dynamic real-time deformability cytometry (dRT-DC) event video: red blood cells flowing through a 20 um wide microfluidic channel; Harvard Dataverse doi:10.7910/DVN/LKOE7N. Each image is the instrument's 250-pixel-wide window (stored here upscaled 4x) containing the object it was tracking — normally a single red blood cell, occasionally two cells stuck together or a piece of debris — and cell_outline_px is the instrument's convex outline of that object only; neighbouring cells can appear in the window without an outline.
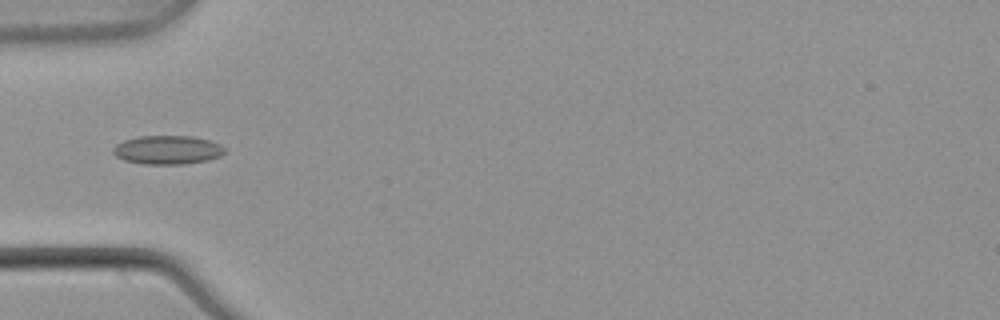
{"species": "common noctule bat (a hibernating species)", "species_latin": "Nyctalus noctula", "temperature_condition": "warm", "stored_images_in_passage": 5, "camera_frame_rate_fps": 3000, "um_per_image_px": 0.085, "animal": {"sex": "male", "body_mass_g": 21.5, "forearm_length_mm": 52.0}, "frame": {"image": 1, "passage_image": 4, "time_ms": 1.0, "image_size_px": [1000, 320], "cell_outline_px": [[224, 152], [220, 156], [208, 160], [184, 164], [144, 164], [124, 160], [116, 156], [112, 152], [112, 148], [116, 144], [124, 140], [140, 136], [192, 136], [208, 140], [220, 144], [224, 148]], "centroid_in_image_um": [14.21, 12.74], "position_along_channel_um": 70.8, "area_um2": 18.67}}
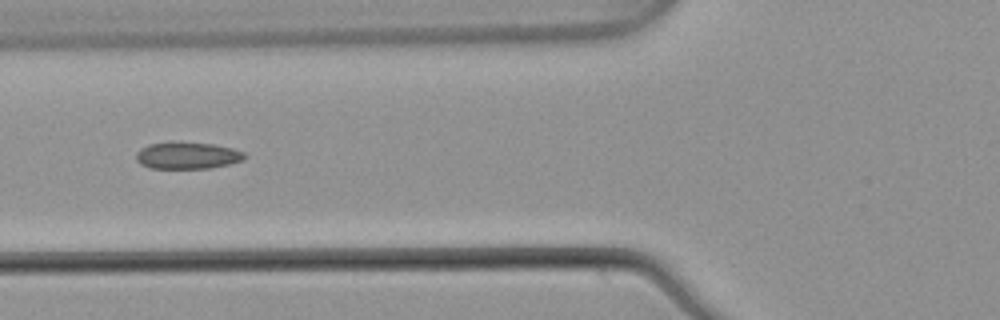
{"frame": {"image": 2, "passage_image": 5, "time_ms": 1.333, "image_size_px": [1000, 320], "cell_outline_px": [[248, 156], [244, 160], [232, 164], [212, 168], [148, 168], [140, 164], [136, 160], [136, 152], [140, 148], [148, 144], [172, 140], [212, 144], [232, 148], [244, 152]], "centroid_in_image_um": [15.92, 13.2], "position_along_channel_um": 109.9, "area_um2": 17.57}}